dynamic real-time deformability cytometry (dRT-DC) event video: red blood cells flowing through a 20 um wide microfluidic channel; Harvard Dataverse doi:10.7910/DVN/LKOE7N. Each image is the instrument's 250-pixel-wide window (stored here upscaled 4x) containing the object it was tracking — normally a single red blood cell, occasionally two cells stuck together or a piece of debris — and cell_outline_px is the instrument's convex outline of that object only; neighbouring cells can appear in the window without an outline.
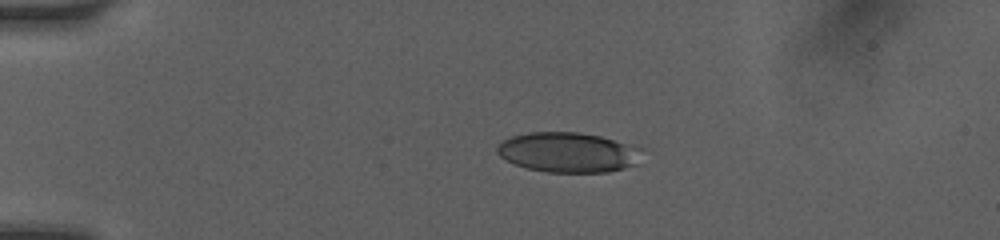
{"species": "human", "species_latin": "Homo sapiens", "temperature_condition": "room temperature", "stored_images_in_passage": 19, "camera_frame_rate_fps": 3000, "um_per_image_px": 0.085, "donor": {"sex": "female"}, "frame": {"image": 1, "passage_image": 11, "time_ms": 2.333, "image_size_px": [1000, 240], "cell_outline_px": [[644, 148], [636, 164], [624, 168], [608, 172], [548, 172], [528, 168], [504, 160], [496, 152], [496, 144], [512, 136], [528, 132], [580, 132], [600, 136]], "centroid_in_image_um": [48.28, 12.94], "position_along_channel_um": 36.7, "area_um2": 33.87}}